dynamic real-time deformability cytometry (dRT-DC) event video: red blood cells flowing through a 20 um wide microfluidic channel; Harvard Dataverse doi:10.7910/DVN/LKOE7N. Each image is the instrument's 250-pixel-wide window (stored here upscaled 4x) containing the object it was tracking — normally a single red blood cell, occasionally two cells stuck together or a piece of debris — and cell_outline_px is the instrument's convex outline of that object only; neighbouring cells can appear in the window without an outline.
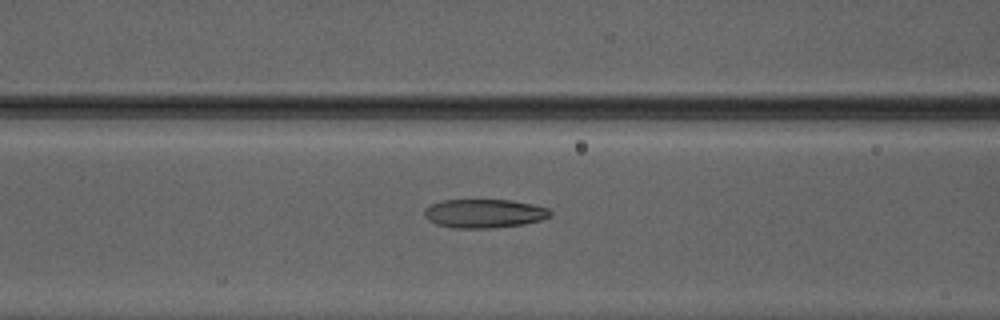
{"species": "Egyptian fruit bat (a non-hibernating species)", "species_latin": "Rousettus aegyptiacus", "temperature_condition": "warm", "stored_images_in_passage": 39, "camera_frame_rate_fps": 3000, "um_per_image_px": 0.085, "animal": {"sex": "male"}, "frame": {"image": 1, "passage_image": 11, "time_ms": 3.333, "image_size_px": [1000, 320], "cell_outline_px": [[552, 216], [540, 220], [524, 224], [488, 228], [452, 228], [436, 224], [428, 220], [424, 216], [424, 208], [432, 204], [444, 200], [512, 200], [532, 204], [548, 208], [552, 212]], "centroid_in_image_um": [41.15, 18.14], "position_along_channel_um": 125.4, "area_um2": 21.15}}
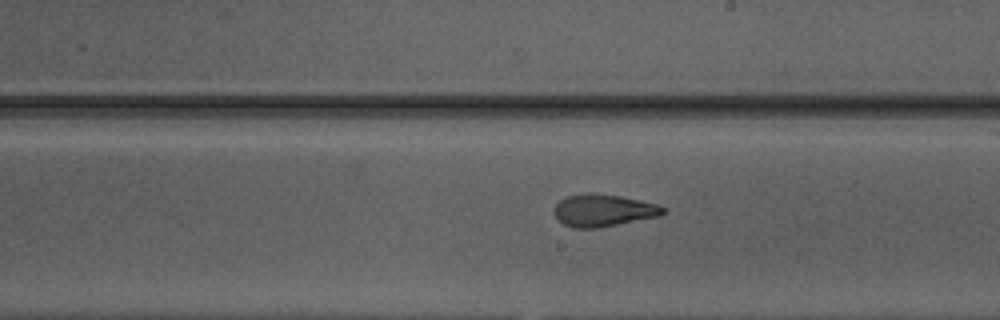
{"frame": {"image": 2, "passage_image": 19, "time_ms": 6.0, "image_size_px": [1000, 320], "cell_outline_px": [[664, 212], [660, 216], [596, 228], [572, 228], [564, 224], [552, 212], [556, 204], [564, 196], [620, 196], [640, 200], [656, 204], [664, 208]], "centroid_in_image_um": [51.27, 17.93], "position_along_channel_um": 237.7, "area_um2": 19.59}}
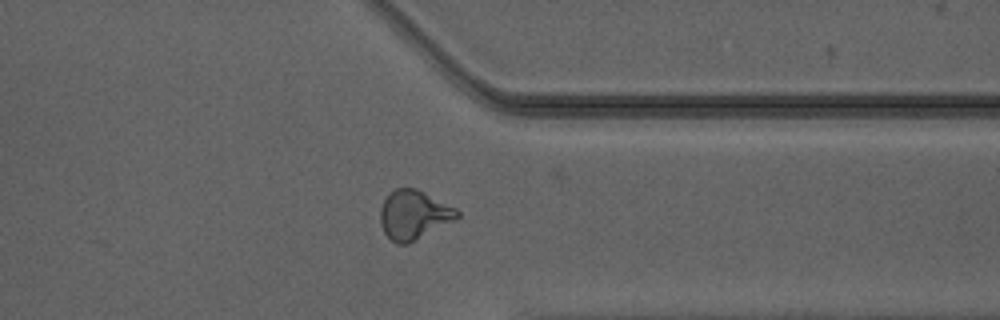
{"frame": {"image": 3, "passage_image": 29, "time_ms": 9.333, "image_size_px": [1000, 320], "cell_outline_px": [[460, 216], [456, 220], [408, 244], [396, 244], [384, 232], [380, 224], [380, 208], [384, 200], [396, 188], [416, 188], [456, 208], [460, 212]], "centroid_in_image_um": [35.19, 18.27], "position_along_channel_um": 376.2, "area_um2": 21.96}, "authors_computed_cell_mechanics": {"area_um2": 21.2126, "velocity_mm_per_s": 4.2131, "shape_relaxation_time_tau1_ms": 6.5682, "shape_relaxation_time_tau2_ms": 1.762, "deformation_change_tau1": 0.2038, "deformation_change_tau2": 0.0946}}